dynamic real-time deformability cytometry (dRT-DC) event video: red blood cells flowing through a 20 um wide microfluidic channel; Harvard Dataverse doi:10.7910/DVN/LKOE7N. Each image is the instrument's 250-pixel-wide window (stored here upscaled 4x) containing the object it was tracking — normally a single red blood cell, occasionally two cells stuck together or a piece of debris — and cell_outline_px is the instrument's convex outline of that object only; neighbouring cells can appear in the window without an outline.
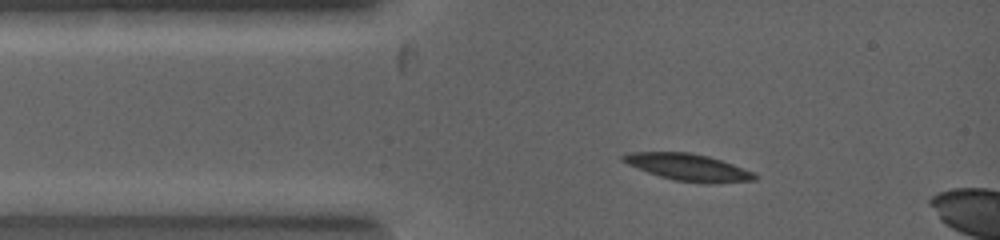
{"species": "common noctule bat (a hibernating species)", "species_latin": "Nyctalus noctula", "temperature_condition": "warm", "stored_images_in_passage": 5, "camera_frame_rate_fps": 5000, "um_per_image_px": 0.085, "animal": {"sex": "female", "body_mass_g": 19.0, "forearm_length_mm": 53.3}, "frame": {"image": 1, "passage_image": 3, "time_ms": 0.8, "image_size_px": [1000, 240], "cell_outline_px": [[760, 176], [756, 180], [708, 184], [676, 180], [660, 176], [648, 172], [628, 164], [620, 160], [620, 156], [628, 152], [692, 152], [708, 156], [732, 164], [752, 172]], "centroid_in_image_um": [58.5, 14.21], "position_along_channel_um": 26.5, "area_um2": 20.58}}